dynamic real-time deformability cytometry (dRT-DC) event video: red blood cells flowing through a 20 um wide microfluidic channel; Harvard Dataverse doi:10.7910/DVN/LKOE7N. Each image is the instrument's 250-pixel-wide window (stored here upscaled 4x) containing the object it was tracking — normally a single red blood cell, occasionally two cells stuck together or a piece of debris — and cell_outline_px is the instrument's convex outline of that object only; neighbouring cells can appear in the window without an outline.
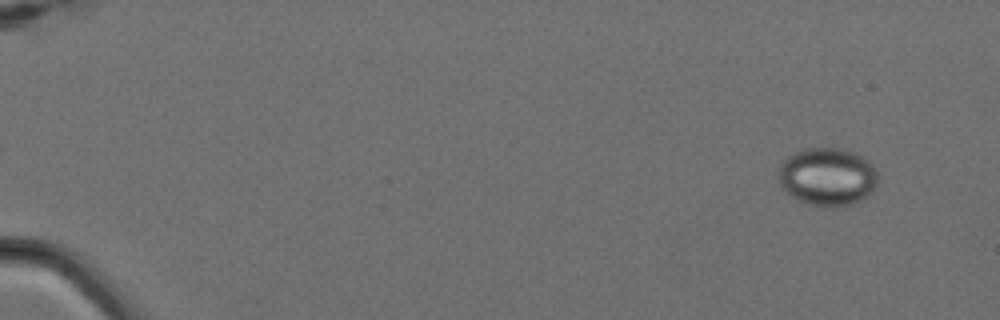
{"species": "Egyptian fruit bat (a non-hibernating species)", "species_latin": "Rousettus aegyptiacus", "temperature_condition": "cold", "stored_images_in_passage": 6, "camera_frame_rate_fps": 3000, "um_per_image_px": 0.085, "animal": {"sex": "female"}, "frame": {"image": 1, "passage_image": 1, "time_ms": 0.0, "image_size_px": [1000, 320], "cell_outline_px": [[876, 184], [868, 196], [852, 204], [808, 204], [796, 200], [780, 184], [780, 164], [788, 156], [796, 152], [808, 148], [840, 148], [852, 152], [868, 160], [872, 164], [876, 172]], "centroid_in_image_um": [70.33, 14.99], "position_along_channel_um": 14.7, "area_um2": 32.71}}
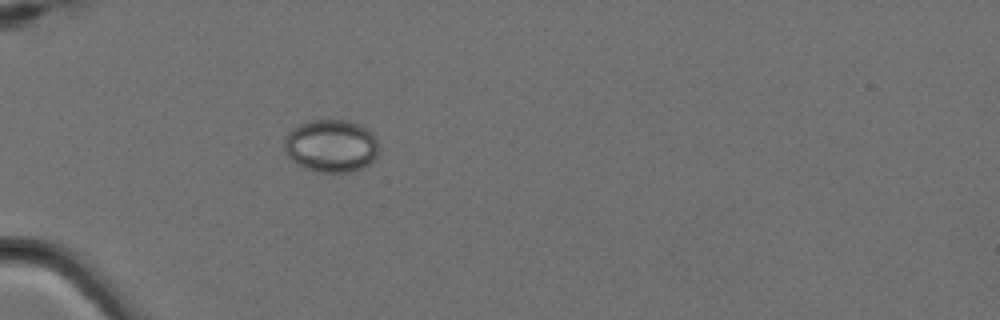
{"frame": {"image": 2, "passage_image": 5, "time_ms": 1.333, "image_size_px": [1000, 320], "cell_outline_px": [[376, 156], [368, 164], [352, 172], [316, 172], [304, 168], [292, 160], [288, 156], [284, 148], [284, 136], [292, 128], [300, 124], [312, 120], [348, 120], [360, 124], [372, 132], [376, 136]], "centroid_in_image_um": [28.11, 12.39], "position_along_channel_um": 56.9, "area_um2": 29.07}}